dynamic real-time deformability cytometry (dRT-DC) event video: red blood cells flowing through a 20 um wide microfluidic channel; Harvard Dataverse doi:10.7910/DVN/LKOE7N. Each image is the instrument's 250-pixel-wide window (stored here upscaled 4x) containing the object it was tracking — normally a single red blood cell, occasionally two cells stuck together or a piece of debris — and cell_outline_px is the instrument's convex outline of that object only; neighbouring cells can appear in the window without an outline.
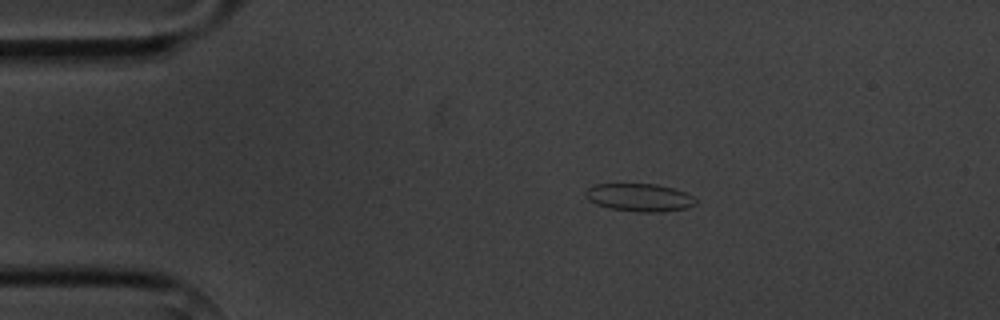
{"species": "common noctule bat (a hibernating species)", "species_latin": "Nyctalus noctula", "temperature_condition": "cold", "stored_images_in_passage": 5, "camera_frame_rate_fps": 3000, "um_per_image_px": 0.085, "animal": {"sex": "male", "body_mass_g": 20.1, "forearm_length_mm": 53.5}, "frame": {"image": 1, "passage_image": 2, "time_ms": 1.0, "image_size_px": [1000, 320], "cell_outline_px": [[696, 204], [688, 208], [664, 212], [636, 212], [608, 208], [596, 204], [588, 200], [584, 192], [588, 188], [596, 184], [656, 184], [672, 188], [684, 192], [692, 196], [696, 200]], "centroid_in_image_um": [54.35, 16.8], "position_along_channel_um": 30.7, "area_um2": 17.98}}
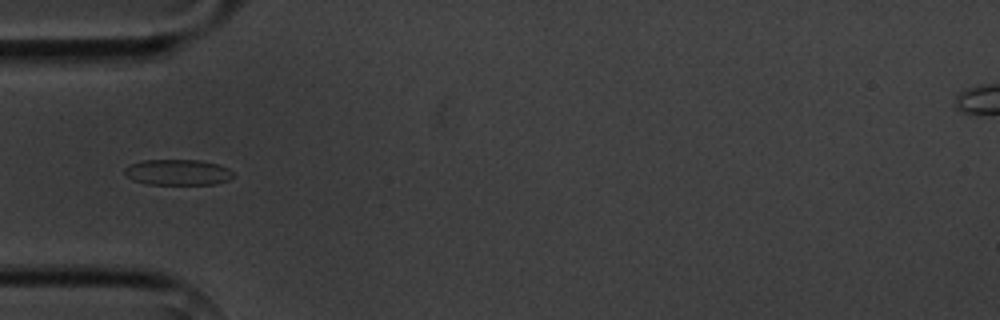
{"frame": {"image": 2, "passage_image": 4, "time_ms": 3.333, "image_size_px": [1000, 320], "cell_outline_px": [[232, 176], [228, 180], [216, 184], [148, 184], [132, 180], [124, 176], [124, 168], [128, 164], [140, 160], [200, 160], [216, 164], [228, 168], [232, 172]], "centroid_in_image_um": [15.03, 14.64], "position_along_channel_um": 70.0, "area_um2": 16.42}}